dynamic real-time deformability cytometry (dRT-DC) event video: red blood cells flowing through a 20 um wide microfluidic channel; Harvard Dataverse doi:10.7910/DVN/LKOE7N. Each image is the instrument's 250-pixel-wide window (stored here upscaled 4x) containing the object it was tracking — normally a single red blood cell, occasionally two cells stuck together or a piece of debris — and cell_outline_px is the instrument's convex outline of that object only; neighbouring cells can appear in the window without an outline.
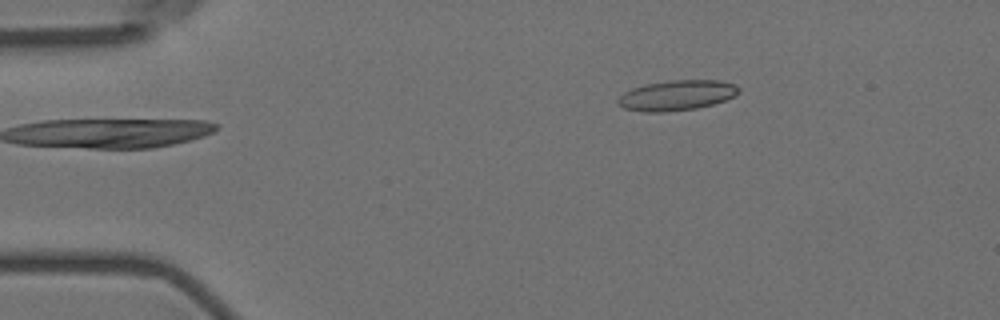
{"species": "Egyptian fruit bat (a non-hibernating species)", "species_latin": "Rousettus aegyptiacus", "temperature_condition": "room temperature", "stored_images_in_passage": 2, "camera_frame_rate_fps": 3000, "um_per_image_px": 0.085, "animal": {"sex": "female"}, "frame": {"image": 1, "passage_image": 2, "time_ms": 1.333, "image_size_px": [1000, 320], "cell_outline_px": [[740, 92], [736, 96], [712, 104], [696, 108], [664, 112], [644, 112], [624, 108], [616, 100], [624, 92], [632, 88], [644, 84], [672, 80], [720, 80], [736, 84], [740, 88]], "centroid_in_image_um": [57.55, 8.09], "position_along_channel_um": 27.4, "area_um2": 21.33}}